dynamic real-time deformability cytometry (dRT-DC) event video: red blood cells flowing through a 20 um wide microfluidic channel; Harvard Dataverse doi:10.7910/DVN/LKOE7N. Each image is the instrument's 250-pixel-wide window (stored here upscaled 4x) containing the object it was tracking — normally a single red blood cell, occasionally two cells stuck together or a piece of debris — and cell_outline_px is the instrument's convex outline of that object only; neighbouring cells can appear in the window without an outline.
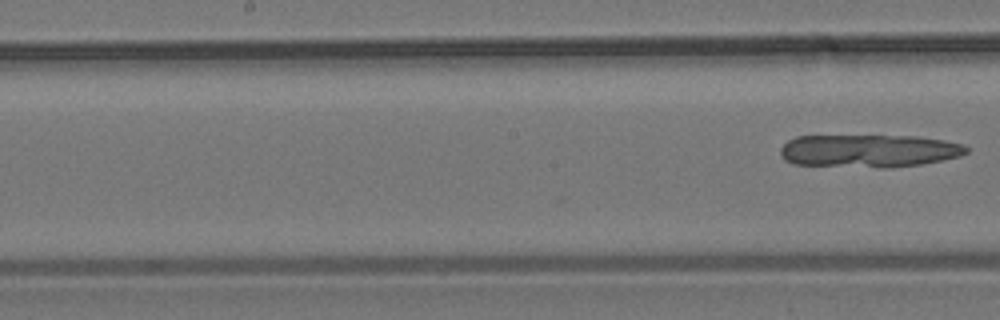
{"species": "common noctule bat (a hibernating species)", "species_latin": "Nyctalus noctula", "temperature_condition": "room temperature", "stored_images_in_passage": 26, "segment_of_instrument_passage": [2, 2], "camera_frame_rate_fps": 3000, "um_per_image_px": 0.085, "animal": {"sex": "male", "body_mass_g": 19.2, "forearm_length_mm": 51.8}, "frame": {"image": 1, "passage_image": 26, "time_ms": 8.333, "image_size_px": [1000, 320], "cell_outline_px": [[968, 152], [960, 156], [920, 164], [892, 168], [880, 168], [792, 164], [784, 160], [780, 152], [780, 148], [788, 140], [796, 136], [916, 136], [944, 140], [964, 144], [968, 148]], "centroid_in_image_um": [73.84, 12.83], "position_along_channel_um": 174.4, "area_um2": 35.84}}